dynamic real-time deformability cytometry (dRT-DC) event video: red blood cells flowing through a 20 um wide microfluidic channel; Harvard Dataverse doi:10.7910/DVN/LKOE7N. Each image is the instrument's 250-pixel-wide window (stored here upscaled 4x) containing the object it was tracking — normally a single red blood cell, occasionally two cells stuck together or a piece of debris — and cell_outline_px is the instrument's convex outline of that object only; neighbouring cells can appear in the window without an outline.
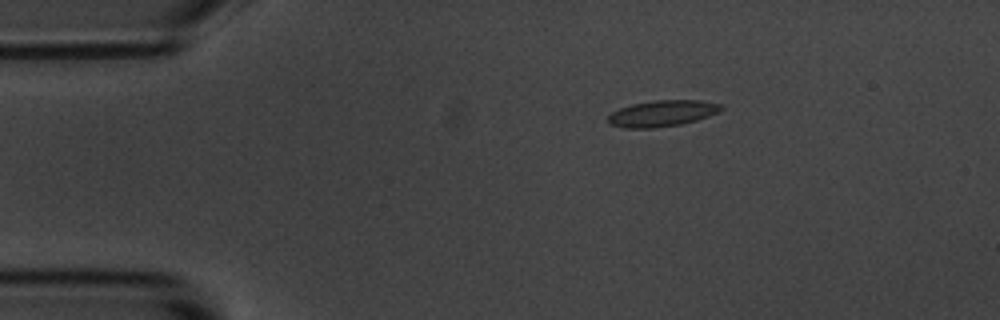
{"species": "common noctule bat (a hibernating species)", "species_latin": "Nyctalus noctula", "temperature_condition": "room temperature", "stored_images_in_passage": 4, "camera_frame_rate_fps": 3000, "um_per_image_px": 0.085, "animal": {"sex": "male", "body_mass_g": 20.1, "forearm_length_mm": 53.5}, "frame": {"image": 1, "passage_image": 1, "time_ms": 0.0, "image_size_px": [1000, 320], "cell_outline_px": [[724, 108], [708, 116], [696, 120], [680, 124], [652, 128], [624, 128], [608, 124], [608, 116], [612, 112], [620, 108], [632, 104], [656, 100], [700, 100], [724, 104]], "centroid_in_image_um": [56.28, 9.63], "position_along_channel_um": 28.7, "area_um2": 17.22}}
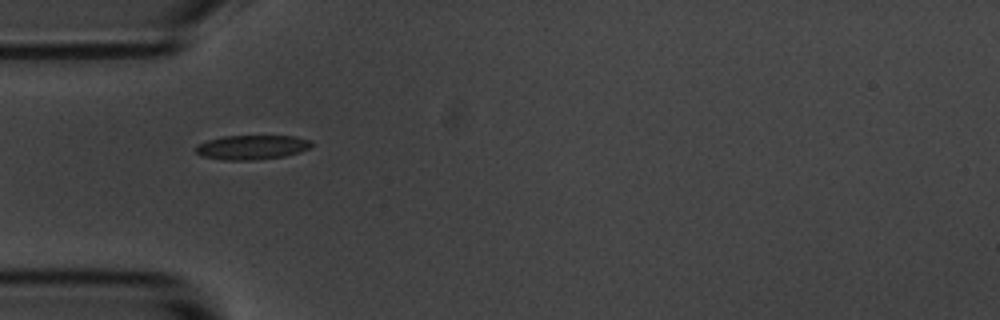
{"frame": {"image": 2, "passage_image": 3, "time_ms": 0.667, "image_size_px": [1000, 320], "cell_outline_px": [[312, 144], [308, 148], [300, 152], [284, 156], [256, 160], [224, 160], [200, 156], [196, 152], [196, 144], [208, 140], [224, 136], [296, 136], [312, 140]], "centroid_in_image_um": [21.4, 12.52], "position_along_channel_um": 63.6, "area_um2": 16.53}}